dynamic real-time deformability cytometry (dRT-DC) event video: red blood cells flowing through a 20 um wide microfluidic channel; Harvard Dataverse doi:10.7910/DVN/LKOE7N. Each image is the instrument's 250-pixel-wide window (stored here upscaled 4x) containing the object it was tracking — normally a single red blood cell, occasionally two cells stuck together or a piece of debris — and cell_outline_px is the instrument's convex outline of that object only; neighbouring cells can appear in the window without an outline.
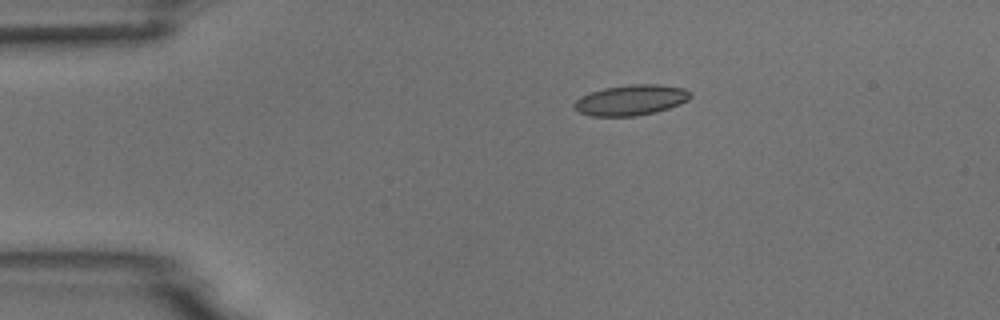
{"species": "common noctule bat (a hibernating species)", "species_latin": "Nyctalus noctula", "temperature_condition": "room temperature", "stored_images_in_passage": 45, "camera_frame_rate_fps": 3000, "um_per_image_px": 0.085, "animal": {"sex": "male", "body_mass_g": 18.8}, "frame": {"image": 1, "passage_image": 1, "time_ms": 0.0, "image_size_px": [1000, 320], "cell_outline_px": [[692, 96], [688, 100], [680, 104], [656, 112], [636, 116], [592, 116], [580, 112], [572, 104], [580, 96], [604, 88], [628, 84], [660, 84], [684, 88], [692, 92]], "centroid_in_image_um": [53.67, 8.5], "position_along_channel_um": 31.3, "area_um2": 20.75}}
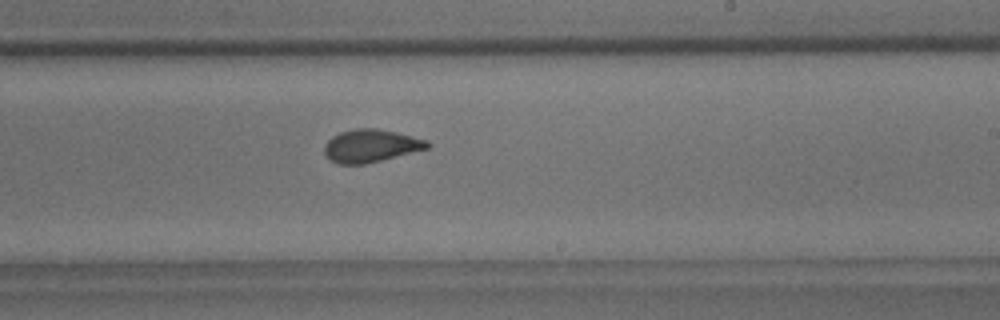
{"frame": {"image": 2, "passage_image": 23, "time_ms": 7.333, "image_size_px": [1000, 320], "cell_outline_px": [[432, 144], [428, 148], [364, 164], [340, 164], [328, 160], [324, 152], [324, 144], [332, 136], [340, 132], [356, 128], [376, 128], [396, 132], [428, 140]], "centroid_in_image_um": [31.49, 12.38], "position_along_channel_um": 257.5, "area_um2": 19.65}}
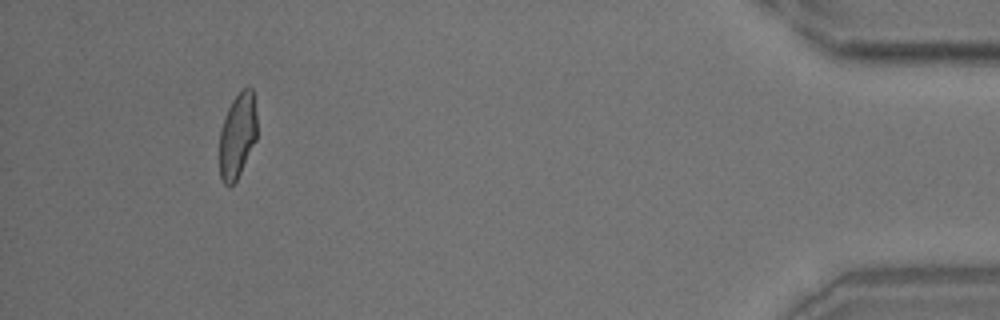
{"frame": {"image": 3, "passage_image": 41, "time_ms": 13.333, "image_size_px": [1000, 320], "cell_outline_px": [[256, 140], [236, 180], [228, 188], [224, 184], [220, 176], [220, 128], [224, 116], [232, 100], [244, 88], [252, 88], [256, 112]], "centroid_in_image_um": [20.17, 11.53], "position_along_channel_um": 415.0, "area_um2": 18.44}, "authors_computed_cell_mechanics": {"area_um2": 19.941, "velocity_mm_per_s": 3.7167, "shape_relaxation_time_tau1_ms": 11.2197, "shape_relaxation_time_tau2_ms": 0.8593, "deformation_change_tau1": 0.226, "deformation_change_tau2": 0.0606}}